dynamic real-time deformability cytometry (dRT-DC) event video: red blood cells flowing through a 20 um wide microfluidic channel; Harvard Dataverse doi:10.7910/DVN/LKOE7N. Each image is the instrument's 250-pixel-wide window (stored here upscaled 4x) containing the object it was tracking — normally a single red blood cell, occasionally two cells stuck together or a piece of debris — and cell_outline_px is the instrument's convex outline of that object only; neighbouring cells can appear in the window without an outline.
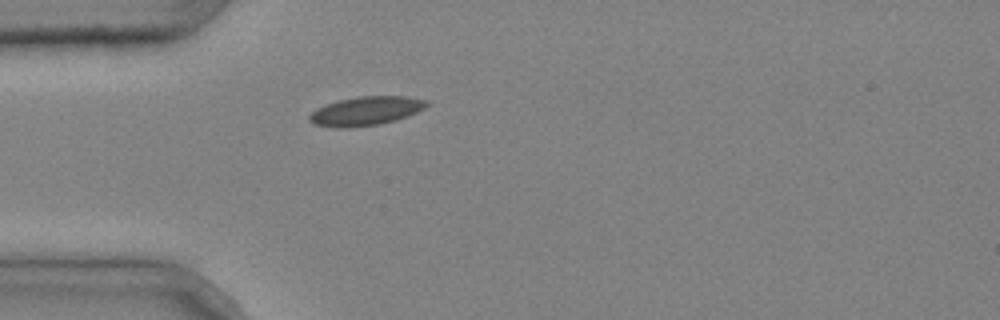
{"species": "common noctule bat (a hibernating species)", "species_latin": "Nyctalus noctula", "temperature_condition": "cold", "stored_images_in_passage": 1, "camera_frame_rate_fps": 3000, "um_per_image_px": 0.085, "animal": {"sex": "male", "body_mass_g": 20.4}, "frame": {"image": 1, "passage_image": 1, "time_ms": 0.0, "image_size_px": [1000, 320], "cell_outline_px": [[428, 104], [424, 108], [416, 112], [396, 120], [380, 124], [348, 128], [336, 128], [316, 124], [308, 120], [308, 116], [316, 108], [324, 104], [340, 100], [360, 96], [408, 96], [428, 100]], "centroid_in_image_um": [31.09, 9.43], "position_along_channel_um": 53.9, "area_um2": 19.77}}